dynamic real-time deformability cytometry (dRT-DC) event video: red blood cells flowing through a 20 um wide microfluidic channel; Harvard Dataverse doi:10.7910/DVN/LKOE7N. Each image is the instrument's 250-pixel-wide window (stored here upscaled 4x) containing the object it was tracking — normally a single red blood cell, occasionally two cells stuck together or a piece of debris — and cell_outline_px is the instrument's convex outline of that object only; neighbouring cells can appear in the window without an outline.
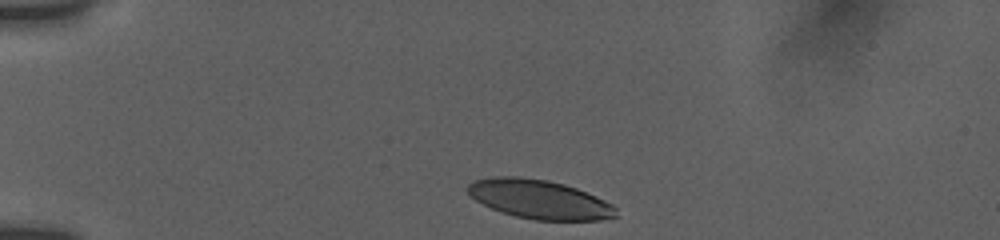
{"species": "human", "species_latin": "Homo sapiens", "temperature_condition": "room temperature", "stored_images_in_passage": 7, "camera_frame_rate_fps": 3000, "um_per_image_px": 0.085, "donor": {"sex": "female"}, "frame": {"image": 1, "passage_image": 1, "time_ms": 0.0, "image_size_px": [1000, 240], "cell_outline_px": [[616, 216], [600, 220], [536, 220], [516, 216], [492, 208], [476, 200], [468, 192], [468, 184], [472, 180], [492, 176], [520, 176], [548, 180], [564, 184], [576, 188], [596, 196], [612, 204], [616, 208]], "centroid_in_image_um": [45.84, 16.92], "position_along_channel_um": 39.2, "area_um2": 33.52}}
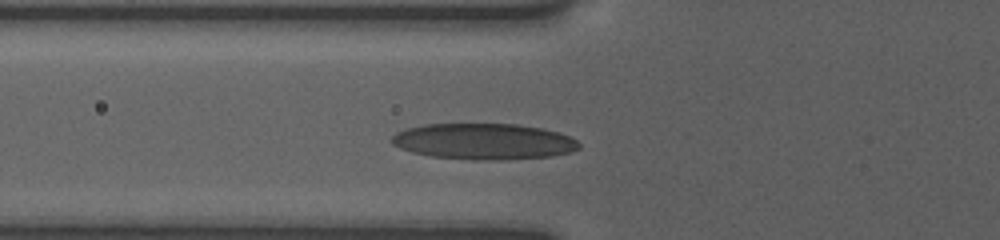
{"frame": {"image": 2, "passage_image": 5, "time_ms": 2.667, "image_size_px": [1000, 240], "cell_outline_px": [[580, 148], [572, 152], [552, 156], [504, 160], [472, 160], [432, 156], [412, 152], [400, 148], [392, 144], [388, 140], [396, 132], [408, 128], [424, 124], [516, 124], [540, 128], [556, 132], [568, 136], [576, 140], [580, 144]], "centroid_in_image_um": [41.1, 12.03], "position_along_channel_um": 84.7, "area_um2": 39.48}}
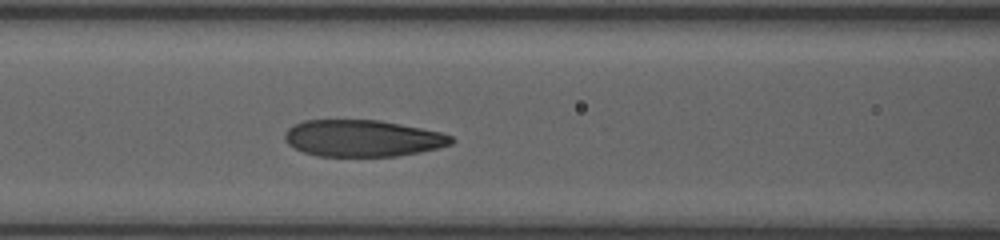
{"frame": {"image": 3, "passage_image": 7, "time_ms": 4.0, "image_size_px": [1000, 240], "cell_outline_px": [[456, 140], [452, 144], [420, 152], [396, 156], [316, 156], [304, 152], [288, 144], [284, 140], [284, 132], [288, 128], [304, 120], [380, 120], [440, 132], [452, 136]], "centroid_in_image_um": [30.81, 11.75], "position_along_channel_um": 135.8, "area_um2": 35.55}}